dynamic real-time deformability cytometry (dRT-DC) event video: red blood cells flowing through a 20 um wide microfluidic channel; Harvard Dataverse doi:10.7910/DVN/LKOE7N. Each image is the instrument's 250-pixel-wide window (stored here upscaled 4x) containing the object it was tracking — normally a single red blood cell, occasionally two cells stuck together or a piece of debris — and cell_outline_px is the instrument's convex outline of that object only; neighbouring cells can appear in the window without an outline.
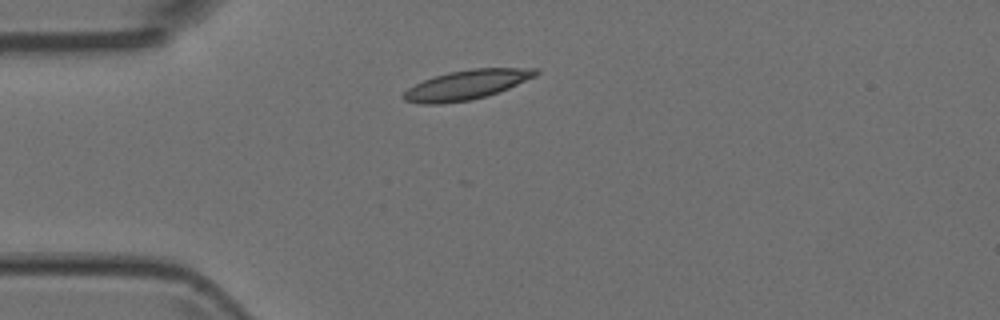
{"species": "Egyptian fruit bat (a non-hibernating species)", "species_latin": "Rousettus aegyptiacus", "temperature_condition": "room temperature", "stored_images_in_passage": 2, "camera_frame_rate_fps": 3000, "um_per_image_px": 0.085, "animal": {"sex": "female"}, "frame": {"image": 1, "passage_image": 1, "time_ms": 0.0, "image_size_px": [1000, 320], "cell_outline_px": [[540, 72], [536, 76], [508, 88], [472, 100], [440, 104], [420, 104], [404, 100], [400, 96], [408, 88], [424, 80], [448, 72], [472, 68], [536, 68]], "centroid_in_image_um": [39.63, 7.21], "position_along_channel_um": 45.4, "area_um2": 22.6}}